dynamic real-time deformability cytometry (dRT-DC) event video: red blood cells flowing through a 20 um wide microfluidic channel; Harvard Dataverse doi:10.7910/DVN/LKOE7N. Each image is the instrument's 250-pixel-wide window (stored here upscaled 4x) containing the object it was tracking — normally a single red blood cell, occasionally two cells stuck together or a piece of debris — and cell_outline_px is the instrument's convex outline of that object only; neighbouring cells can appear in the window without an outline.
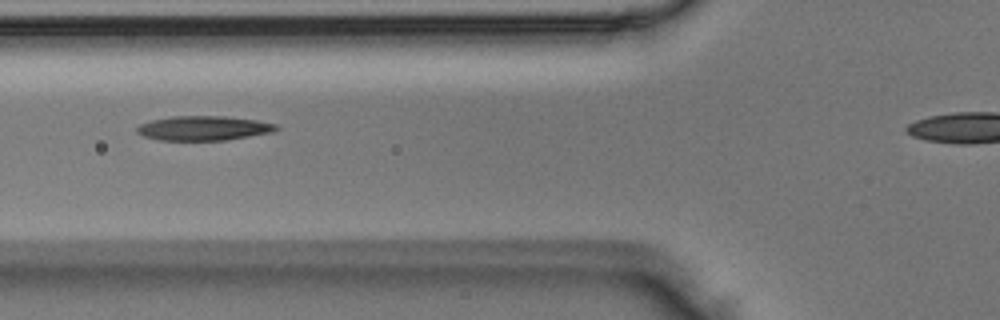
{"species": "Egyptian fruit bat (a non-hibernating species)", "species_latin": "Rousettus aegyptiacus", "temperature_condition": "room temperature", "stored_images_in_passage": 6, "camera_frame_rate_fps": 3000, "um_per_image_px": 0.085, "animal": {"sex": "male"}, "frame": {"image": 1, "passage_image": 6, "time_ms": 1.667, "image_size_px": [1000, 320], "cell_outline_px": [[280, 128], [272, 132], [228, 140], [156, 140], [144, 136], [136, 132], [136, 128], [140, 124], [152, 120], [172, 116], [224, 116], [256, 120], [276, 124]], "centroid_in_image_um": [17.3, 10.9], "position_along_channel_um": 108.5, "area_um2": 19.88}}